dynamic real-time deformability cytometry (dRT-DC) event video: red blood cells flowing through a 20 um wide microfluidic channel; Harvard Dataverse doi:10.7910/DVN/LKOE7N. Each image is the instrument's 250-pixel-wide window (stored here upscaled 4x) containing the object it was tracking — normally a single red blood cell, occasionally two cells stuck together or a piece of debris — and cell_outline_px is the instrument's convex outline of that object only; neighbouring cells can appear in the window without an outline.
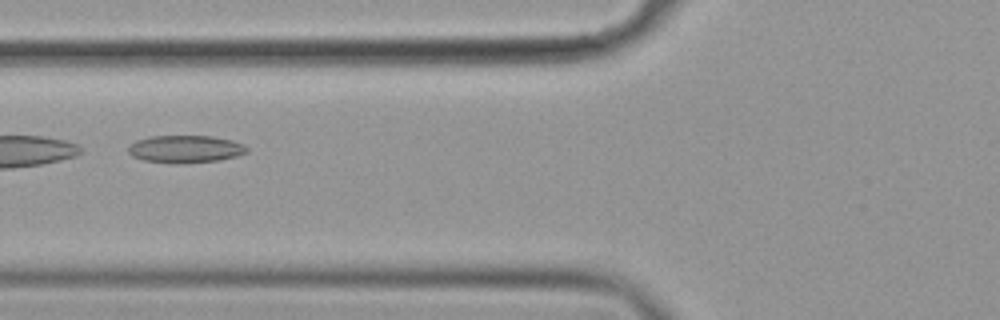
{"species": "common noctule bat (a hibernating species)", "species_latin": "Nyctalus noctula", "temperature_condition": "cold", "stored_images_in_passage": 21, "camera_frame_rate_fps": 3000, "um_per_image_px": 0.085, "animal": {"sex": "female", "body_mass_g": 19.9}, "frame": {"image": 1, "passage_image": 7, "time_ms": 2.0, "image_size_px": [1000, 320], "cell_outline_px": [[248, 152], [236, 156], [220, 160], [176, 164], [144, 160], [132, 156], [128, 152], [128, 148], [136, 140], [148, 136], [212, 136], [232, 140], [244, 144], [248, 148]], "centroid_in_image_um": [15.77, 12.67], "position_along_channel_um": 110.0, "area_um2": 19.07}}